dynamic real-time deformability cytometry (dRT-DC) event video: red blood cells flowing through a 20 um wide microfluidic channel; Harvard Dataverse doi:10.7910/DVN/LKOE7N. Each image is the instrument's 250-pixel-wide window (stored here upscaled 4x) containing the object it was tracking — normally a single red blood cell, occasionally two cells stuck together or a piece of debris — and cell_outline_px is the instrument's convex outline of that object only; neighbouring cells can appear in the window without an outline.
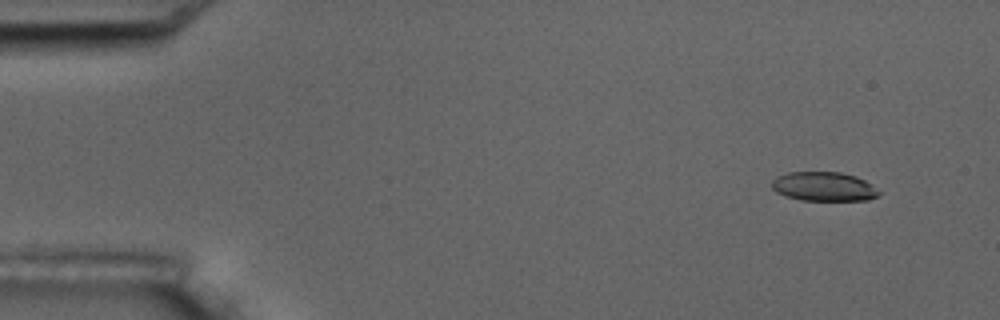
{"species": "common noctule bat (a hibernating species)", "species_latin": "Nyctalus noctula", "temperature_condition": "room temperature", "stored_images_in_passage": 16, "camera_frame_rate_fps": 3000, "um_per_image_px": 0.085, "animal": {"sex": "male", "body_mass_g": 17.5, "forearm_length_mm": 52.3}, "frame": {"image": 1, "passage_image": 2, "time_ms": 1.333, "image_size_px": [1000, 320], "cell_outline_px": [[880, 196], [868, 200], [800, 200], [784, 196], [776, 192], [772, 188], [772, 180], [776, 176], [788, 172], [840, 172], [856, 176], [864, 180], [880, 192]], "centroid_in_image_um": [70.0, 15.86], "position_along_channel_um": 15.0, "area_um2": 18.26}}
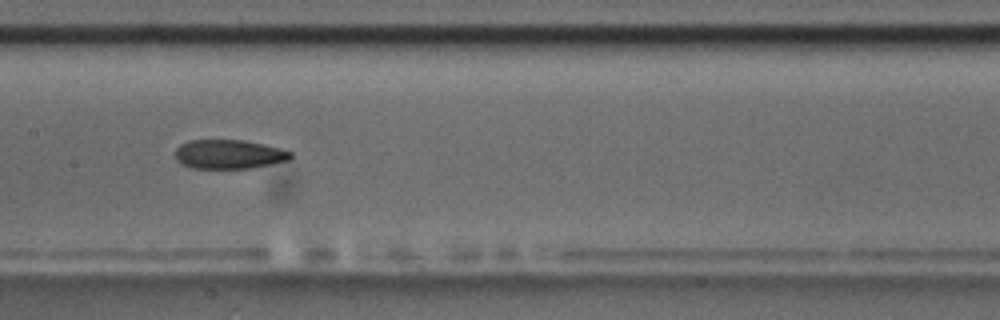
{"frame": {"image": 2, "passage_image": 9, "time_ms": 9.333, "image_size_px": [1000, 320], "cell_outline_px": [[292, 156], [288, 160], [252, 168], [192, 168], [180, 164], [176, 160], [176, 148], [180, 144], [188, 140], [244, 140], [280, 148], [292, 152]], "centroid_in_image_um": [19.43, 13.11], "position_along_channel_um": 188.0, "area_um2": 19.59}}
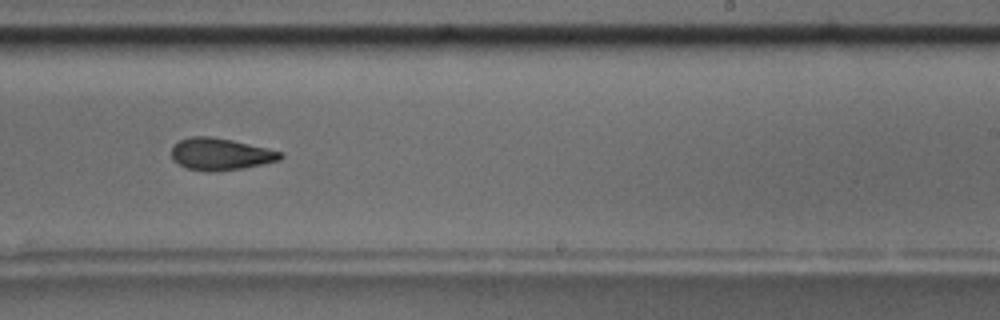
{"frame": {"image": 3, "passage_image": 11, "time_ms": 11.667, "image_size_px": [1000, 320], "cell_outline_px": [[284, 156], [280, 160], [244, 168], [216, 172], [208, 172], [188, 168], [172, 160], [172, 144], [180, 140], [192, 136], [212, 136], [232, 140], [268, 148], [284, 152]], "centroid_in_image_um": [18.76, 13.1], "position_along_channel_um": 270.2, "area_um2": 20.52}, "authors_computed_cell_mechanics": {"area_um2": 20.3745, "velocity_mm_per_s": 3.5369, "shape_relaxation_time_tau1_ms": 6.0674, "shape_relaxation_time_tau2_ms": 5.1281, "deformation_change_tau1": 0.1428, "deformation_change_tau2": 0.114}}